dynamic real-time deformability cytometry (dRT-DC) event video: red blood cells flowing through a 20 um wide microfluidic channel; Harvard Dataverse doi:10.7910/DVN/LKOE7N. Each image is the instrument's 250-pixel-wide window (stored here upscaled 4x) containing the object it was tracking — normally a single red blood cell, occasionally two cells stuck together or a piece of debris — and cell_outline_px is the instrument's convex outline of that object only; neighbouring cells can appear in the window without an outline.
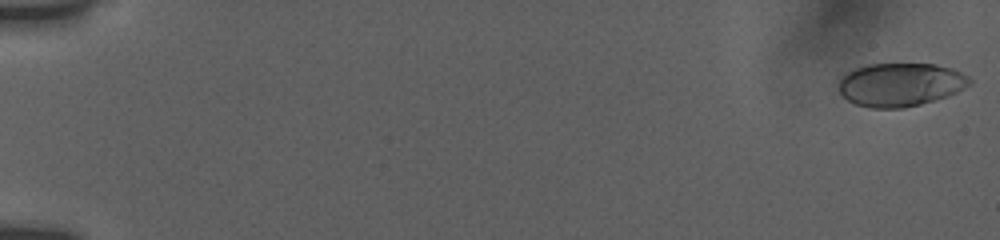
{"species": "human", "species_latin": "Homo sapiens", "temperature_condition": "room temperature", "stored_images_in_passage": 55, "camera_frame_rate_fps": 3000, "um_per_image_px": 0.085, "donor": {"sex": "female"}, "frame": {"image": 1, "passage_image": 1, "time_ms": 0.0, "image_size_px": [1000, 240], "cell_outline_px": [[972, 84], [948, 96], [920, 104], [904, 108], [872, 108], [856, 104], [848, 100], [836, 88], [840, 80], [848, 72], [856, 68], [868, 64], [936, 64], [952, 68], [968, 76], [972, 80]], "centroid_in_image_um": [76.55, 7.19], "position_along_channel_um": 8.5, "area_um2": 33.12}}
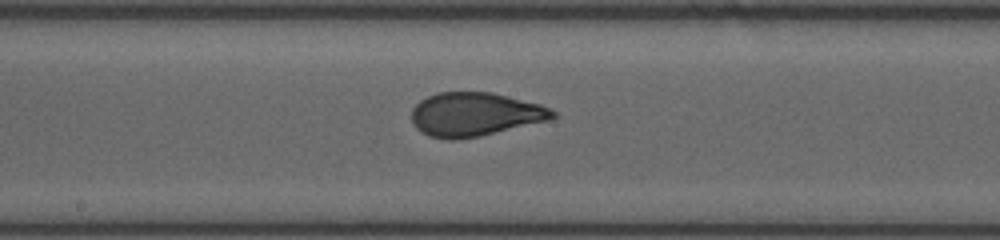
{"frame": {"image": 2, "passage_image": 31, "time_ms": 10.0, "image_size_px": [1000, 240], "cell_outline_px": [[556, 116], [552, 120], [480, 136], [456, 140], [448, 140], [428, 136], [420, 132], [412, 124], [412, 108], [420, 100], [436, 92], [492, 92], [540, 104], [556, 112]], "centroid_in_image_um": [40.35, 9.73], "position_along_channel_um": 207.8, "area_um2": 36.3}}
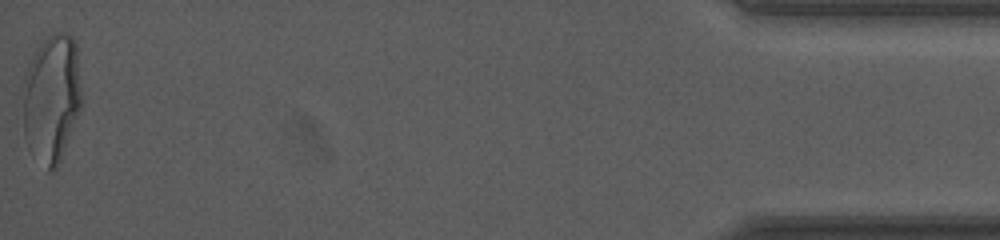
{"frame": {"image": 3, "passage_image": 55, "time_ms": 18.0, "image_size_px": [1000, 240], "cell_outline_px": [[80, 108], [60, 160], [56, 168], [52, 172], [48, 172], [24, 136], [20, 88], [28, 64], [40, 44], [52, 32], [64, 32], [72, 36], [76, 44], [80, 84]], "centroid_in_image_um": [4.34, 8.3], "position_along_channel_um": 430.9, "area_um2": 43.81}, "authors_computed_cell_mechanics": {"area_um2": 35.3736, "velocity_mm_per_s": 3.8562, "shape_relaxation_time_tau1_ms": 5.7266, "shape_relaxation_time_tau2_ms": 0.7046, "deformation_change_tau1": 0.2133, "deformation_change_tau2": 0.0733}}